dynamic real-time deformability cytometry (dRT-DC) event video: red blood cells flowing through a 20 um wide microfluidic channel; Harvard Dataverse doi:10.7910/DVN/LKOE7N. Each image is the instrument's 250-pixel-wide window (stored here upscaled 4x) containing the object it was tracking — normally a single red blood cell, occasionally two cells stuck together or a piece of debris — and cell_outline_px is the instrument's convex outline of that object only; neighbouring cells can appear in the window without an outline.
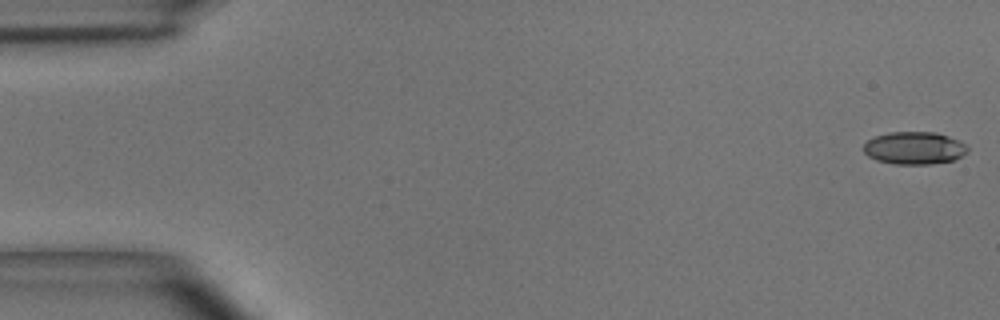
{"species": "common noctule bat (a hibernating species)", "species_latin": "Nyctalus noctula", "temperature_condition": "room temperature", "stored_images_in_passage": 8, "camera_frame_rate_fps": 3000, "um_per_image_px": 0.085, "animal": {"sex": "male", "body_mass_g": 15.6}, "frame": {"image": 1, "passage_image": 1, "time_ms": 0.0, "image_size_px": [1000, 320], "cell_outline_px": [[968, 152], [952, 160], [932, 164], [896, 164], [876, 160], [868, 156], [864, 152], [864, 144], [868, 140], [876, 136], [888, 132], [936, 132], [948, 136], [964, 144], [968, 148]], "centroid_in_image_um": [77.69, 12.58], "position_along_channel_um": 7.3, "area_um2": 19.59}}
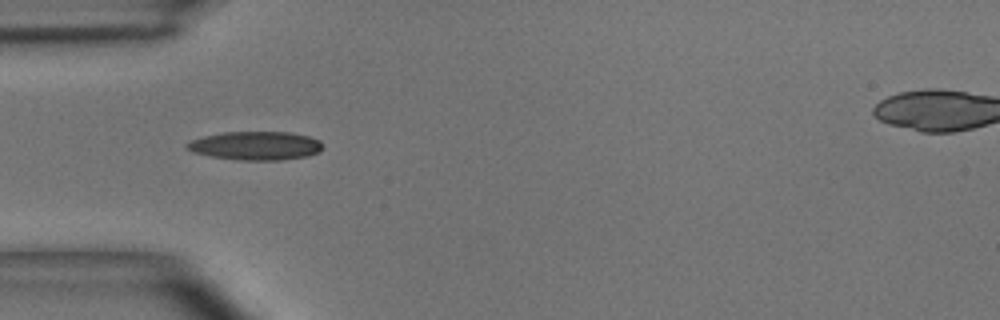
{"frame": {"image": 2, "passage_image": 4, "time_ms": 1.0, "image_size_px": [1000, 320], "cell_outline_px": [[320, 148], [316, 152], [308, 156], [280, 160], [240, 160], [212, 156], [192, 152], [184, 148], [184, 144], [188, 140], [204, 136], [224, 132], [288, 132], [308, 136], [320, 140]], "centroid_in_image_um": [21.64, 12.38], "position_along_channel_um": 63.4, "area_um2": 22.54}}
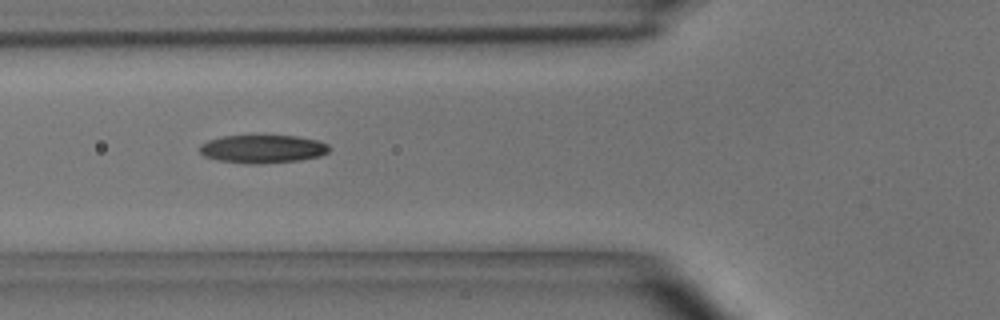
{"frame": {"image": 3, "passage_image": 5, "time_ms": 1.333, "image_size_px": [1000, 320], "cell_outline_px": [[332, 148], [328, 152], [320, 156], [300, 160], [256, 164], [252, 164], [216, 160], [204, 156], [200, 152], [200, 144], [208, 140], [224, 136], [296, 136], [320, 140], [328, 144]], "centroid_in_image_um": [22.35, 12.66], "position_along_channel_um": 103.4, "area_um2": 21.33}}